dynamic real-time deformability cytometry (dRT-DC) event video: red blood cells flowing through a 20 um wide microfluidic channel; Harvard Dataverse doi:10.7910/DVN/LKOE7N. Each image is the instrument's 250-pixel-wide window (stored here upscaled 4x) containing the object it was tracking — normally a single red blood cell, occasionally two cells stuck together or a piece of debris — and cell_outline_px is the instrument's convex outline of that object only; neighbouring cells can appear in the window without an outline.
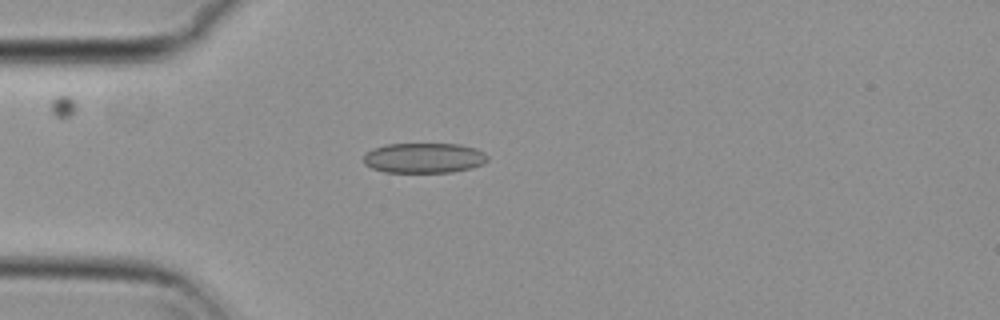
{"species": "common noctule bat (a hibernating species)", "species_latin": "Nyctalus noctula", "temperature_condition": "cold", "stored_images_in_passage": 41, "camera_frame_rate_fps": 3000, "um_per_image_px": 0.085, "animal": {"sex": "female", "body_mass_g": 29.2, "forearm_length_mm": 56.3}, "frame": {"image": 1, "passage_image": 1, "time_ms": 0.0, "image_size_px": [1000, 320], "cell_outline_px": [[488, 160], [484, 164], [472, 168], [452, 172], [384, 172], [372, 168], [364, 164], [364, 156], [372, 148], [384, 144], [460, 144], [476, 148], [484, 152], [488, 156]], "centroid_in_image_um": [36.06, 13.42], "position_along_channel_um": 48.9, "area_um2": 21.96}}
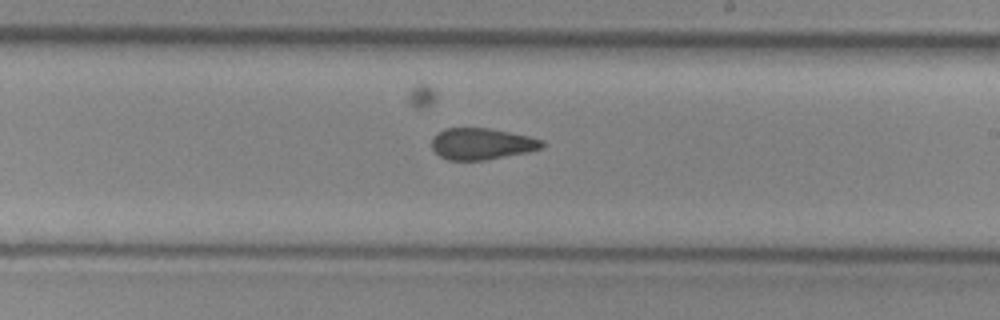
{"frame": {"image": 2, "passage_image": 18, "time_ms": 5.667, "image_size_px": [1000, 320], "cell_outline_px": [[544, 148], [528, 152], [484, 160], [448, 160], [440, 156], [432, 148], [432, 136], [436, 132], [444, 128], [488, 128], [528, 136], [544, 140]], "centroid_in_image_um": [40.93, 12.22], "position_along_channel_um": 248.1, "area_um2": 20.29}}
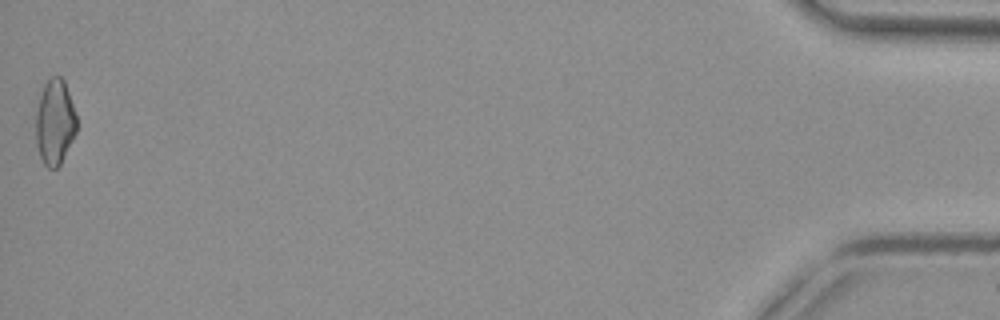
{"frame": {"image": 3, "passage_image": 41, "time_ms": 13.333, "image_size_px": [1000, 320], "cell_outline_px": [[76, 132], [60, 164], [56, 168], [48, 168], [44, 164], [40, 156], [36, 144], [36, 112], [40, 92], [48, 76], [60, 76], [64, 80], [76, 116]], "centroid_in_image_um": [4.64, 10.35], "position_along_channel_um": 430.6, "area_um2": 20.23}, "authors_computed_cell_mechanics": {"area_um2": 20.808, "velocity_mm_per_s": 3.7328, "shape_relaxation_time_tau1_ms": null, "shape_relaxation_time_tau2_ms": 2.2399, "deformation_change_tau1": null, "deformation_change_tau2": 0.0961}}